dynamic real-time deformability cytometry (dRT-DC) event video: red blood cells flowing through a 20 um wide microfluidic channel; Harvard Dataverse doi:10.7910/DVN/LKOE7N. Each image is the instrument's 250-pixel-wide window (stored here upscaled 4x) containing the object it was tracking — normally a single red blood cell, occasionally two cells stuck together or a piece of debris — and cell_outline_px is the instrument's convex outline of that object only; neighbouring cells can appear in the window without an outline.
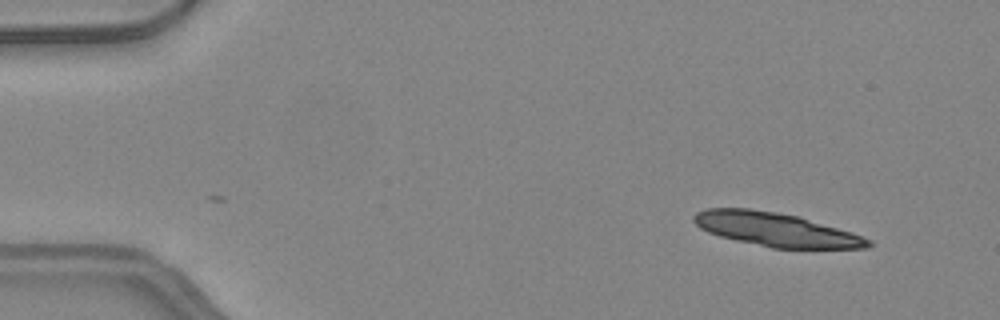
{"species": "common noctule bat (a hibernating species)", "species_latin": "Nyctalus noctula", "temperature_condition": "warm", "stored_images_in_passage": 2, "camera_frame_rate_fps": 3000, "um_per_image_px": 0.085, "animal": {"sex": "female", "body_mass_g": 24.6, "forearm_length_mm": 56.2}, "frame": {"image": 1, "passage_image": 2, "time_ms": 0.333, "image_size_px": [1000, 320], "cell_outline_px": [[872, 244], [868, 248], [772, 248], [736, 240], [720, 236], [708, 232], [700, 228], [692, 220], [692, 216], [696, 212], [708, 208], [748, 208], [776, 212], [796, 216], [852, 232], [872, 240]], "centroid_in_image_um": [65.92, 19.51], "position_along_channel_um": 19.1, "area_um2": 33.99}}